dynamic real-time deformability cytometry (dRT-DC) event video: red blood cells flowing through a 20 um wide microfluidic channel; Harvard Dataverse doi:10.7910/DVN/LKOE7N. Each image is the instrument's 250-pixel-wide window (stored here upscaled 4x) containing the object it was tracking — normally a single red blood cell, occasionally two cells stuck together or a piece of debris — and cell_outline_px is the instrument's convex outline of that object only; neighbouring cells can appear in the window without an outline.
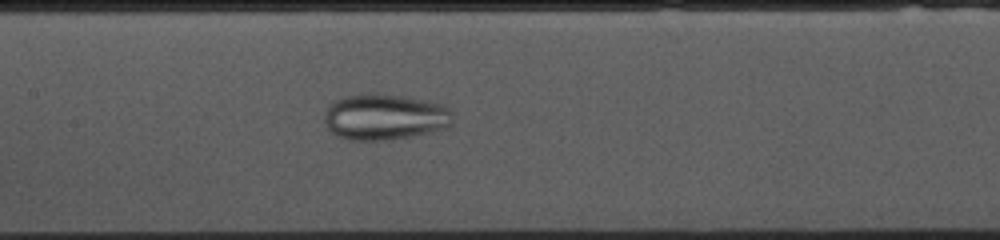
{"species": "common noctule bat (a hibernating species)", "species_latin": "Nyctalus noctula", "temperature_condition": "cold", "stored_images_in_passage": 54, "camera_frame_rate_fps": 3000, "um_per_image_px": 0.085, "animal": {"sex": "female", "body_mass_g": 10.0, "forearm_length_mm": 53.1}, "frame": {"image": 1, "passage_image": 24, "time_ms": 7.667, "image_size_px": [1000, 240], "cell_outline_px": [[452, 124], [448, 128], [412, 136], [388, 140], [352, 140], [336, 136], [328, 128], [324, 120], [324, 112], [328, 104], [344, 96], [368, 92], [372, 92], [400, 96], [424, 100], [444, 104], [452, 112]], "centroid_in_image_um": [32.69, 9.93], "position_along_channel_um": 174.7, "area_um2": 34.85}}
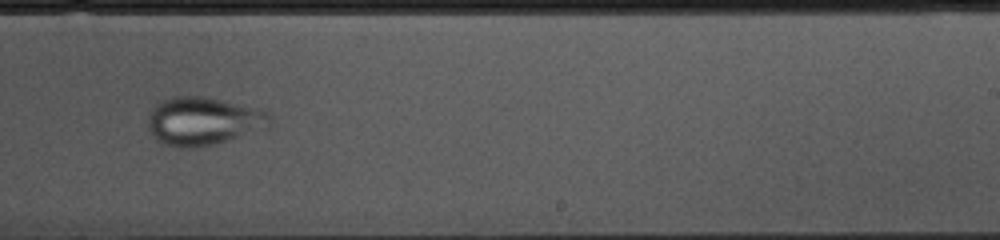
{"frame": {"image": 2, "passage_image": 32, "time_ms": 10.333, "image_size_px": [1000, 240], "cell_outline_px": [[272, 128], [268, 132], [212, 144], [192, 148], [180, 148], [164, 144], [156, 140], [148, 128], [148, 116], [152, 108], [156, 104], [172, 96], [204, 96], [260, 108], [272, 112]], "centroid_in_image_um": [17.42, 10.31], "position_along_channel_um": 271.6, "area_um2": 35.49}}
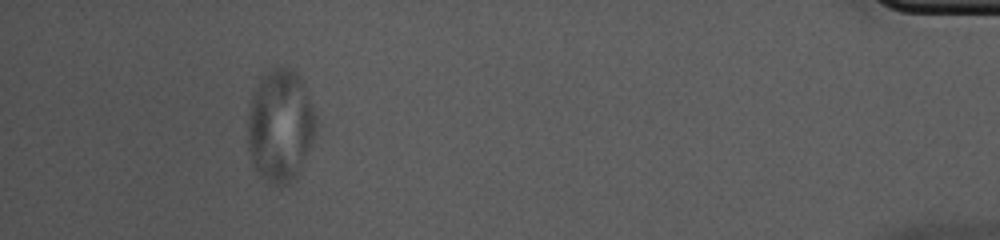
{"frame": {"image": 3, "passage_image": 49, "time_ms": 16.0, "image_size_px": [1000, 240], "cell_outline_px": [[316, 132], [296, 180], [280, 188], [272, 184], [260, 176], [252, 164], [248, 148], [248, 112], [252, 96], [256, 84], [276, 64], [288, 68], [296, 72], [300, 76], [316, 116]], "centroid_in_image_um": [23.82, 10.72], "position_along_channel_um": 411.4, "area_um2": 45.2}}